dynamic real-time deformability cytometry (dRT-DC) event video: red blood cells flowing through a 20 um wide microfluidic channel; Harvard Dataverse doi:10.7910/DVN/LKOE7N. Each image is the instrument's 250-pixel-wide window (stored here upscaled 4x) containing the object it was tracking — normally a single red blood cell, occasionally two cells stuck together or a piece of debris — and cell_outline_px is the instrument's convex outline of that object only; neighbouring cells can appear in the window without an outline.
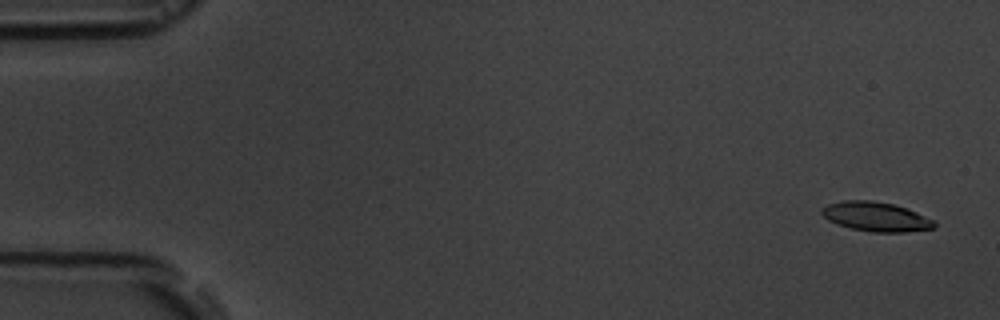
{"species": "common noctule bat (a hibernating species)", "species_latin": "Nyctalus noctula", "temperature_condition": "room temperature", "stored_images_in_passage": 4, "camera_frame_rate_fps": 3000, "um_per_image_px": 0.085, "animal": {"sex": "male", "body_mass_g": 19.5, "forearm_length_mm": 54.6}, "frame": {"image": 1, "passage_image": 1, "time_ms": 0.0, "image_size_px": [1000, 320], "cell_outline_px": [[936, 224], [932, 228], [904, 232], [872, 232], [852, 228], [836, 224], [828, 220], [820, 212], [828, 204], [844, 200], [872, 200], [892, 204], [916, 212], [936, 220]], "centroid_in_image_um": [74.45, 18.42], "position_along_channel_um": 10.5, "area_um2": 19.07}}